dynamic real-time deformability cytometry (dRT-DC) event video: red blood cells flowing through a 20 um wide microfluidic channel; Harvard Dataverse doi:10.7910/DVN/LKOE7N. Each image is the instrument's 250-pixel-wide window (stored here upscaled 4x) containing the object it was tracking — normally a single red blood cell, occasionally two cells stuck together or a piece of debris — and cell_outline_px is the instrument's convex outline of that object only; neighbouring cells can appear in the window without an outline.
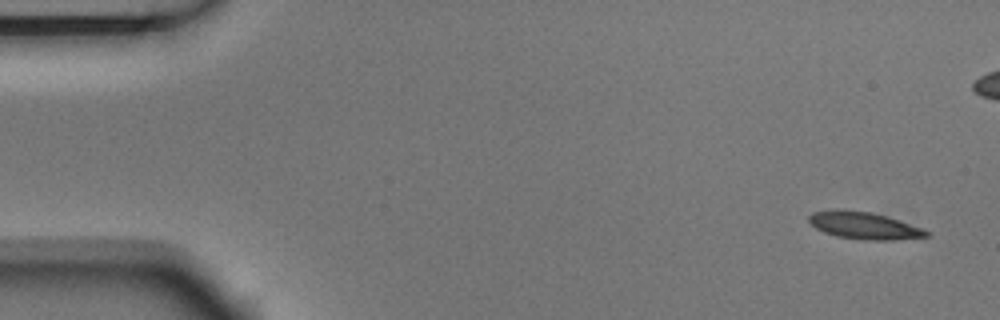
{"species": "Egyptian fruit bat (a non-hibernating species)", "species_latin": "Rousettus aegyptiacus", "temperature_condition": "room temperature", "stored_images_in_passage": 10, "segment_of_instrument_passage": [1, 2], "camera_frame_rate_fps": 3000, "um_per_image_px": 0.085, "animal": {"sex": "male"}, "frame": {"image": 1, "passage_image": 1, "time_ms": 0.0, "image_size_px": [1000, 320], "cell_outline_px": [[932, 236], [892, 240], [860, 240], [836, 236], [824, 232], [816, 228], [808, 220], [808, 216], [812, 212], [868, 212], [884, 216], [924, 228]], "centroid_in_image_um": [73.52, 19.23], "position_along_channel_um": 11.5, "area_um2": 17.8}}
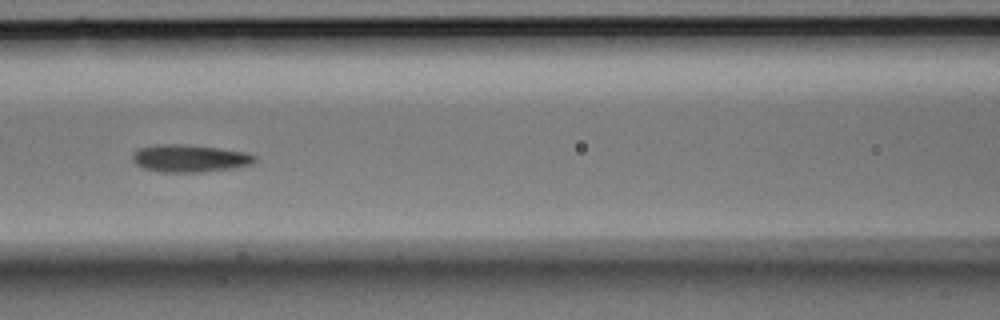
{"frame": {"image": 2, "passage_image": 7, "time_ms": 2.0, "image_size_px": [1000, 320], "cell_outline_px": [[256, 164], [236, 168], [204, 172], [160, 172], [144, 168], [136, 164], [132, 160], [132, 152], [136, 148], [156, 144], [188, 144], [248, 152], [256, 156]], "centroid_in_image_um": [16.15, 13.45], "position_along_channel_um": 150.5, "area_um2": 20.11}}
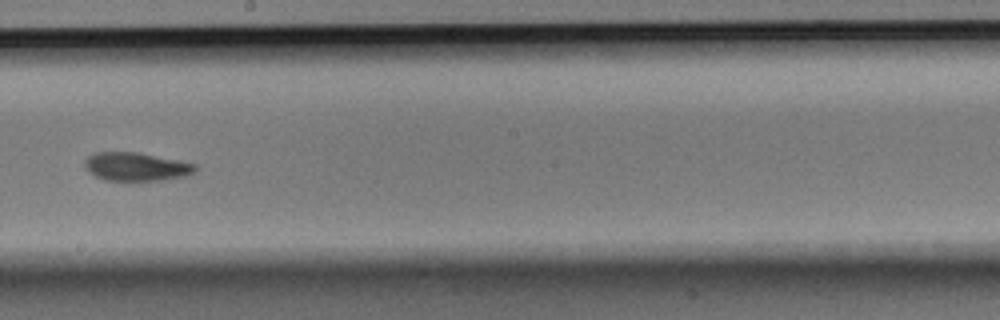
{"frame": {"image": 3, "passage_image": 9, "time_ms": 2.667, "image_size_px": [1000, 320], "cell_outline_px": [[196, 168], [192, 172], [184, 176], [160, 180], [104, 180], [88, 172], [84, 164], [84, 160], [88, 156], [96, 152], [136, 152], [196, 164]], "centroid_in_image_um": [11.51, 14.16], "position_along_channel_um": 236.7, "area_um2": 17.98}}